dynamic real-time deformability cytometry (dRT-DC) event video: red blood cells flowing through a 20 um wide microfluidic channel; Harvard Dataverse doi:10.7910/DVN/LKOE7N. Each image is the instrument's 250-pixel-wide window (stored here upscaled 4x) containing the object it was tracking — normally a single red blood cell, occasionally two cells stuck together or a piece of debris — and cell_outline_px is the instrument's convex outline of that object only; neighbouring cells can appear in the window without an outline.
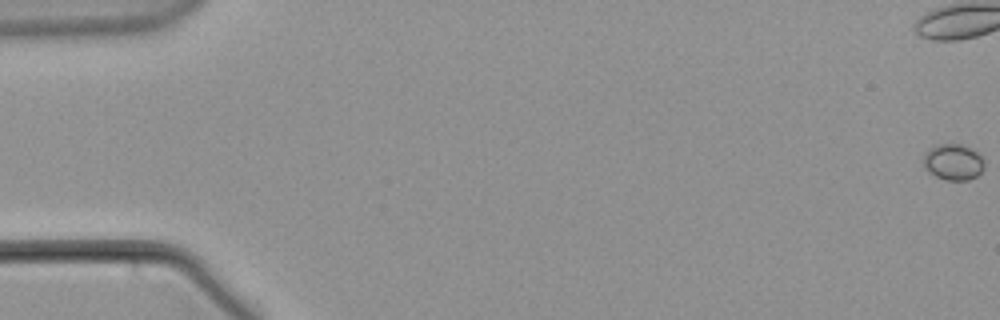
{"species": "common noctule bat (a hibernating species)", "species_latin": "Nyctalus noctula", "temperature_condition": "warm", "stored_images_in_passage": 59, "segment_of_instrument_passage": [1, 2], "camera_frame_rate_fps": 3000, "um_per_image_px": 0.085, "animal": {"sex": "male", "body_mass_g": 21.5, "forearm_length_mm": 52.0}, "frame": {"image": 1, "passage_image": 1, "time_ms": 0.0, "image_size_px": [1000, 320], "cell_outline_px": [[984, 168], [976, 176], [968, 180], [948, 180], [936, 176], [924, 168], [924, 152], [936, 144], [960, 144], [972, 148], [984, 160]], "centroid_in_image_um": [81.02, 13.76], "position_along_channel_um": 4.0, "area_um2": 12.77}}